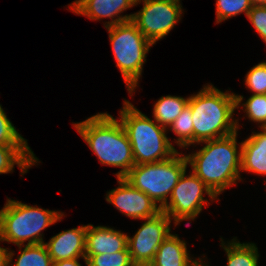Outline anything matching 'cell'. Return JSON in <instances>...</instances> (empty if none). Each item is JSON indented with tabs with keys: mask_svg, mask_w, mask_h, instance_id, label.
Returning <instances> with one entry per match:
<instances>
[{
	"mask_svg": "<svg viewBox=\"0 0 266 266\" xmlns=\"http://www.w3.org/2000/svg\"><path fill=\"white\" fill-rule=\"evenodd\" d=\"M87 225L63 230L44 242L53 262L85 258Z\"/></svg>",
	"mask_w": 266,
	"mask_h": 266,
	"instance_id": "13",
	"label": "cell"
},
{
	"mask_svg": "<svg viewBox=\"0 0 266 266\" xmlns=\"http://www.w3.org/2000/svg\"><path fill=\"white\" fill-rule=\"evenodd\" d=\"M253 5H260V6H264L266 5V0H251Z\"/></svg>",
	"mask_w": 266,
	"mask_h": 266,
	"instance_id": "30",
	"label": "cell"
},
{
	"mask_svg": "<svg viewBox=\"0 0 266 266\" xmlns=\"http://www.w3.org/2000/svg\"><path fill=\"white\" fill-rule=\"evenodd\" d=\"M182 153L178 150L167 160L134 165L123 178L162 208L189 167L187 157Z\"/></svg>",
	"mask_w": 266,
	"mask_h": 266,
	"instance_id": "7",
	"label": "cell"
},
{
	"mask_svg": "<svg viewBox=\"0 0 266 266\" xmlns=\"http://www.w3.org/2000/svg\"><path fill=\"white\" fill-rule=\"evenodd\" d=\"M236 110L241 109L250 122L258 128L266 127V94H252L245 101L244 96L235 94Z\"/></svg>",
	"mask_w": 266,
	"mask_h": 266,
	"instance_id": "21",
	"label": "cell"
},
{
	"mask_svg": "<svg viewBox=\"0 0 266 266\" xmlns=\"http://www.w3.org/2000/svg\"><path fill=\"white\" fill-rule=\"evenodd\" d=\"M140 228L131 237L128 235V251L135 266H149L161 243L171 234L176 225L161 211L156 216L143 219Z\"/></svg>",
	"mask_w": 266,
	"mask_h": 266,
	"instance_id": "10",
	"label": "cell"
},
{
	"mask_svg": "<svg viewBox=\"0 0 266 266\" xmlns=\"http://www.w3.org/2000/svg\"><path fill=\"white\" fill-rule=\"evenodd\" d=\"M152 1H164V2H172V3L182 4L181 0H152Z\"/></svg>",
	"mask_w": 266,
	"mask_h": 266,
	"instance_id": "31",
	"label": "cell"
},
{
	"mask_svg": "<svg viewBox=\"0 0 266 266\" xmlns=\"http://www.w3.org/2000/svg\"><path fill=\"white\" fill-rule=\"evenodd\" d=\"M87 266H135L128 249L114 254L85 255Z\"/></svg>",
	"mask_w": 266,
	"mask_h": 266,
	"instance_id": "25",
	"label": "cell"
},
{
	"mask_svg": "<svg viewBox=\"0 0 266 266\" xmlns=\"http://www.w3.org/2000/svg\"><path fill=\"white\" fill-rule=\"evenodd\" d=\"M190 96L185 98L176 95L161 96L155 101L152 109L154 120L167 130L188 105Z\"/></svg>",
	"mask_w": 266,
	"mask_h": 266,
	"instance_id": "19",
	"label": "cell"
},
{
	"mask_svg": "<svg viewBox=\"0 0 266 266\" xmlns=\"http://www.w3.org/2000/svg\"><path fill=\"white\" fill-rule=\"evenodd\" d=\"M72 126L102 165L120 168L116 178L124 177L135 165L132 147L118 118L99 112Z\"/></svg>",
	"mask_w": 266,
	"mask_h": 266,
	"instance_id": "2",
	"label": "cell"
},
{
	"mask_svg": "<svg viewBox=\"0 0 266 266\" xmlns=\"http://www.w3.org/2000/svg\"><path fill=\"white\" fill-rule=\"evenodd\" d=\"M216 22L220 24L227 19L244 14L247 17L248 12L253 7L251 0H216Z\"/></svg>",
	"mask_w": 266,
	"mask_h": 266,
	"instance_id": "23",
	"label": "cell"
},
{
	"mask_svg": "<svg viewBox=\"0 0 266 266\" xmlns=\"http://www.w3.org/2000/svg\"><path fill=\"white\" fill-rule=\"evenodd\" d=\"M128 233L114 227L87 224L85 255L114 254L128 249Z\"/></svg>",
	"mask_w": 266,
	"mask_h": 266,
	"instance_id": "14",
	"label": "cell"
},
{
	"mask_svg": "<svg viewBox=\"0 0 266 266\" xmlns=\"http://www.w3.org/2000/svg\"><path fill=\"white\" fill-rule=\"evenodd\" d=\"M80 259H84L85 266H87V260L85 258H75V259H68V260H60L53 262L52 266H81ZM83 266V265H82Z\"/></svg>",
	"mask_w": 266,
	"mask_h": 266,
	"instance_id": "28",
	"label": "cell"
},
{
	"mask_svg": "<svg viewBox=\"0 0 266 266\" xmlns=\"http://www.w3.org/2000/svg\"><path fill=\"white\" fill-rule=\"evenodd\" d=\"M230 91V88L224 92L212 83H206L197 93L190 95L188 105L193 120V145L240 130V119L234 116L236 96Z\"/></svg>",
	"mask_w": 266,
	"mask_h": 266,
	"instance_id": "3",
	"label": "cell"
},
{
	"mask_svg": "<svg viewBox=\"0 0 266 266\" xmlns=\"http://www.w3.org/2000/svg\"><path fill=\"white\" fill-rule=\"evenodd\" d=\"M117 183V187L106 192L105 200L122 215L143 222V219L154 217L161 212V208L151 198L123 177H118Z\"/></svg>",
	"mask_w": 266,
	"mask_h": 266,
	"instance_id": "11",
	"label": "cell"
},
{
	"mask_svg": "<svg viewBox=\"0 0 266 266\" xmlns=\"http://www.w3.org/2000/svg\"><path fill=\"white\" fill-rule=\"evenodd\" d=\"M244 78L245 87L252 94H266V61L253 65Z\"/></svg>",
	"mask_w": 266,
	"mask_h": 266,
	"instance_id": "26",
	"label": "cell"
},
{
	"mask_svg": "<svg viewBox=\"0 0 266 266\" xmlns=\"http://www.w3.org/2000/svg\"><path fill=\"white\" fill-rule=\"evenodd\" d=\"M122 104L118 119L130 141L135 165L164 161L178 151L167 136L166 128L146 116L126 98Z\"/></svg>",
	"mask_w": 266,
	"mask_h": 266,
	"instance_id": "4",
	"label": "cell"
},
{
	"mask_svg": "<svg viewBox=\"0 0 266 266\" xmlns=\"http://www.w3.org/2000/svg\"><path fill=\"white\" fill-rule=\"evenodd\" d=\"M168 132H173L176 136L173 143L181 149H189L193 145V120L191 108L187 105L182 113L169 127Z\"/></svg>",
	"mask_w": 266,
	"mask_h": 266,
	"instance_id": "22",
	"label": "cell"
},
{
	"mask_svg": "<svg viewBox=\"0 0 266 266\" xmlns=\"http://www.w3.org/2000/svg\"><path fill=\"white\" fill-rule=\"evenodd\" d=\"M238 131L192 145L199 150L185 153L190 170L219 198L228 188L244 180L241 174L242 143Z\"/></svg>",
	"mask_w": 266,
	"mask_h": 266,
	"instance_id": "1",
	"label": "cell"
},
{
	"mask_svg": "<svg viewBox=\"0 0 266 266\" xmlns=\"http://www.w3.org/2000/svg\"><path fill=\"white\" fill-rule=\"evenodd\" d=\"M204 195L209 197L206 198ZM220 200L207 185L192 171L187 174V169L173 188L168 202L161 208L176 226L183 221L190 226L195 221L203 208Z\"/></svg>",
	"mask_w": 266,
	"mask_h": 266,
	"instance_id": "8",
	"label": "cell"
},
{
	"mask_svg": "<svg viewBox=\"0 0 266 266\" xmlns=\"http://www.w3.org/2000/svg\"><path fill=\"white\" fill-rule=\"evenodd\" d=\"M40 162L30 146L0 145V175L13 173L17 165L22 177Z\"/></svg>",
	"mask_w": 266,
	"mask_h": 266,
	"instance_id": "17",
	"label": "cell"
},
{
	"mask_svg": "<svg viewBox=\"0 0 266 266\" xmlns=\"http://www.w3.org/2000/svg\"><path fill=\"white\" fill-rule=\"evenodd\" d=\"M220 242V247L227 256L226 266H259L260 254L256 243H242L237 237L230 241L220 237Z\"/></svg>",
	"mask_w": 266,
	"mask_h": 266,
	"instance_id": "18",
	"label": "cell"
},
{
	"mask_svg": "<svg viewBox=\"0 0 266 266\" xmlns=\"http://www.w3.org/2000/svg\"><path fill=\"white\" fill-rule=\"evenodd\" d=\"M18 247V256L15 262V251L10 249L9 266H52L53 261L44 243L23 245Z\"/></svg>",
	"mask_w": 266,
	"mask_h": 266,
	"instance_id": "20",
	"label": "cell"
},
{
	"mask_svg": "<svg viewBox=\"0 0 266 266\" xmlns=\"http://www.w3.org/2000/svg\"><path fill=\"white\" fill-rule=\"evenodd\" d=\"M142 3V8L133 13L131 21L153 45L166 37L184 15L182 4L136 0L135 6Z\"/></svg>",
	"mask_w": 266,
	"mask_h": 266,
	"instance_id": "9",
	"label": "cell"
},
{
	"mask_svg": "<svg viewBox=\"0 0 266 266\" xmlns=\"http://www.w3.org/2000/svg\"><path fill=\"white\" fill-rule=\"evenodd\" d=\"M2 107L0 104V145L29 146L27 139L18 132Z\"/></svg>",
	"mask_w": 266,
	"mask_h": 266,
	"instance_id": "24",
	"label": "cell"
},
{
	"mask_svg": "<svg viewBox=\"0 0 266 266\" xmlns=\"http://www.w3.org/2000/svg\"><path fill=\"white\" fill-rule=\"evenodd\" d=\"M205 258H207V257L204 256V261L199 266H210L209 265L210 263L208 261H206Z\"/></svg>",
	"mask_w": 266,
	"mask_h": 266,
	"instance_id": "32",
	"label": "cell"
},
{
	"mask_svg": "<svg viewBox=\"0 0 266 266\" xmlns=\"http://www.w3.org/2000/svg\"><path fill=\"white\" fill-rule=\"evenodd\" d=\"M204 255L194 257L187 249V242L176 233H171L159 246L149 266H199Z\"/></svg>",
	"mask_w": 266,
	"mask_h": 266,
	"instance_id": "15",
	"label": "cell"
},
{
	"mask_svg": "<svg viewBox=\"0 0 266 266\" xmlns=\"http://www.w3.org/2000/svg\"><path fill=\"white\" fill-rule=\"evenodd\" d=\"M65 215L60 210H49L7 197L0 210V240L16 246L44 243L43 231L62 221Z\"/></svg>",
	"mask_w": 266,
	"mask_h": 266,
	"instance_id": "5",
	"label": "cell"
},
{
	"mask_svg": "<svg viewBox=\"0 0 266 266\" xmlns=\"http://www.w3.org/2000/svg\"><path fill=\"white\" fill-rule=\"evenodd\" d=\"M259 129L260 131H252L251 135L241 141V174L248 172L266 177V127Z\"/></svg>",
	"mask_w": 266,
	"mask_h": 266,
	"instance_id": "16",
	"label": "cell"
},
{
	"mask_svg": "<svg viewBox=\"0 0 266 266\" xmlns=\"http://www.w3.org/2000/svg\"><path fill=\"white\" fill-rule=\"evenodd\" d=\"M1 242L2 241L0 240V243ZM9 256H10L9 247L3 248L2 246H0V266H9Z\"/></svg>",
	"mask_w": 266,
	"mask_h": 266,
	"instance_id": "29",
	"label": "cell"
},
{
	"mask_svg": "<svg viewBox=\"0 0 266 266\" xmlns=\"http://www.w3.org/2000/svg\"><path fill=\"white\" fill-rule=\"evenodd\" d=\"M112 47V54L116 61L129 96L135 95L139 87L147 54L153 44L138 30L131 21L106 27Z\"/></svg>",
	"mask_w": 266,
	"mask_h": 266,
	"instance_id": "6",
	"label": "cell"
},
{
	"mask_svg": "<svg viewBox=\"0 0 266 266\" xmlns=\"http://www.w3.org/2000/svg\"><path fill=\"white\" fill-rule=\"evenodd\" d=\"M135 3L136 0H74L66 8L78 16H86L91 21L109 19L110 21L103 23L106 28L131 20L133 13L123 15V12L130 10Z\"/></svg>",
	"mask_w": 266,
	"mask_h": 266,
	"instance_id": "12",
	"label": "cell"
},
{
	"mask_svg": "<svg viewBox=\"0 0 266 266\" xmlns=\"http://www.w3.org/2000/svg\"><path fill=\"white\" fill-rule=\"evenodd\" d=\"M247 20L250 21L257 34L266 44V5H253L247 14Z\"/></svg>",
	"mask_w": 266,
	"mask_h": 266,
	"instance_id": "27",
	"label": "cell"
}]
</instances>
